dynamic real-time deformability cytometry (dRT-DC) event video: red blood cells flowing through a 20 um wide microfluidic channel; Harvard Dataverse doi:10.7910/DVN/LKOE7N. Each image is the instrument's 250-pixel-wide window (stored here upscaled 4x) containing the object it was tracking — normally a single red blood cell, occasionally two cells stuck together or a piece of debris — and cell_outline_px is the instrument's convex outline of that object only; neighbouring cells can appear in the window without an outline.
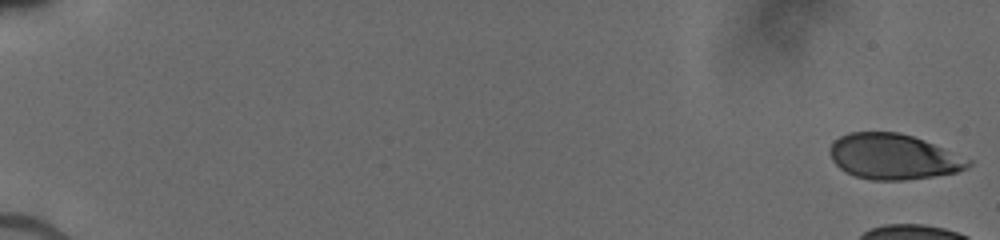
{"species": "human", "species_latin": "Homo sapiens", "temperature_condition": "cold", "stored_images_in_passage": 9, "camera_frame_rate_fps": 3000, "um_per_image_px": 0.085, "donor": {"sex": "male"}, "frame": {"image": 1, "passage_image": 1, "time_ms": 0.0, "image_size_px": [1000, 240], "cell_outline_px": [[972, 164], [968, 168], [956, 172], [932, 176], [904, 180], [872, 180], [856, 176], [840, 168], [832, 160], [828, 152], [828, 148], [832, 140], [848, 132], [896, 132], [912, 136], [924, 140], [972, 160]], "centroid_in_image_um": [75.9, 13.31], "position_along_channel_um": 9.1, "area_um2": 36.65}}